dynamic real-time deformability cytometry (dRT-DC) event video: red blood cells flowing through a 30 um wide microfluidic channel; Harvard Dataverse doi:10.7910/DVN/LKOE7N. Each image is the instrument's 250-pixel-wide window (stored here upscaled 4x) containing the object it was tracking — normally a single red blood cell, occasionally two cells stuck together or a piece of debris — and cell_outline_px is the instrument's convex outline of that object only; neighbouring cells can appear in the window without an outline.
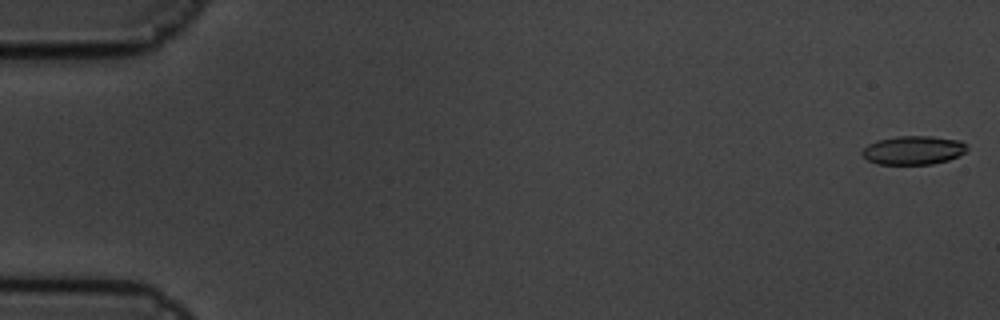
{"species": "common noctule bat (a hibernating species)", "species_latin": "Nyctalus noctula", "temperature_condition": "cold", "stored_images_in_passage": 5, "camera_frame_rate_fps": 3000, "um_per_image_px": 0.085, "animal": {"sex": "male", "body_mass_g": 19.5, "forearm_length_mm": 54.6}, "frame": {"image": 1, "passage_image": 1, "time_ms": 0.0, "image_size_px": [1000, 320], "cell_outline_px": [[968, 148], [964, 152], [948, 160], [932, 164], [880, 164], [868, 160], [860, 152], [868, 144], [876, 140], [896, 136], [932, 136], [960, 140], [968, 144]], "centroid_in_image_um": [77.64, 12.75], "position_along_channel_um": 7.4, "area_um2": 17.57}}
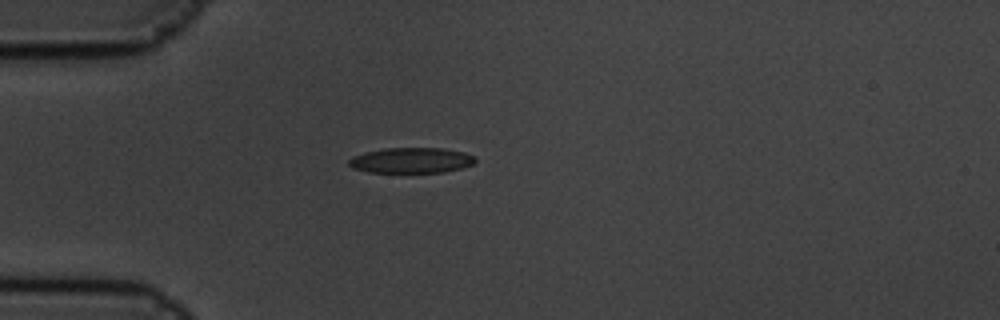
{"frame": {"image": 2, "passage_image": 5, "time_ms": 1.333, "image_size_px": [1000, 320], "cell_outline_px": [[476, 160], [472, 164], [460, 168], [444, 172], [368, 172], [352, 168], [348, 164], [348, 160], [352, 156], [364, 152], [384, 148], [444, 148], [464, 152], [476, 156]], "centroid_in_image_um": [34.94, 13.62], "position_along_channel_um": 50.1, "area_um2": 18.84}}